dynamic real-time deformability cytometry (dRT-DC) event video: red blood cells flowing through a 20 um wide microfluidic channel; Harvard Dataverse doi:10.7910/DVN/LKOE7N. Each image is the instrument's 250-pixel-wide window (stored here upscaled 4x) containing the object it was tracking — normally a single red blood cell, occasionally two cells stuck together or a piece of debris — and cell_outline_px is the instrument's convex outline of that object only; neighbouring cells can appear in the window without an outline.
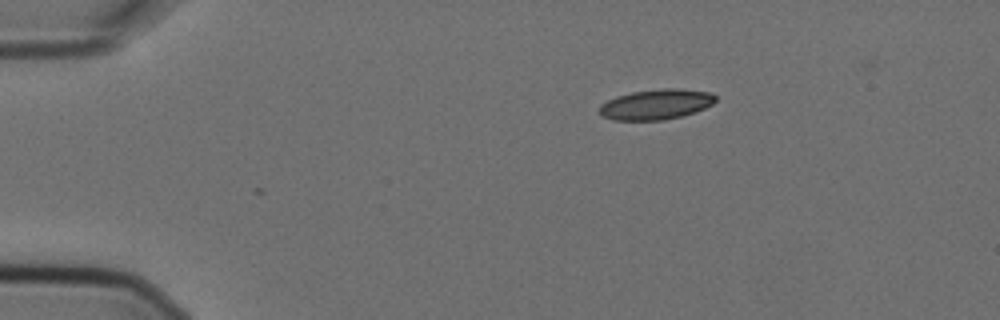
{"species": "Egyptian fruit bat (a non-hibernating species)", "species_latin": "Rousettus aegyptiacus", "temperature_condition": "cold", "stored_images_in_passage": 2, "camera_frame_rate_fps": 3000, "um_per_image_px": 0.085, "animal": {"sex": "female"}, "frame": {"image": 1, "passage_image": 2, "time_ms": 0.333, "image_size_px": [1000, 320], "cell_outline_px": [[716, 100], [712, 104], [704, 108], [680, 116], [664, 120], [612, 120], [600, 116], [600, 104], [616, 96], [632, 92], [664, 88], [680, 88], [712, 92], [716, 96]], "centroid_in_image_um": [55.76, 8.86], "position_along_channel_um": 29.2, "area_um2": 20.52}}